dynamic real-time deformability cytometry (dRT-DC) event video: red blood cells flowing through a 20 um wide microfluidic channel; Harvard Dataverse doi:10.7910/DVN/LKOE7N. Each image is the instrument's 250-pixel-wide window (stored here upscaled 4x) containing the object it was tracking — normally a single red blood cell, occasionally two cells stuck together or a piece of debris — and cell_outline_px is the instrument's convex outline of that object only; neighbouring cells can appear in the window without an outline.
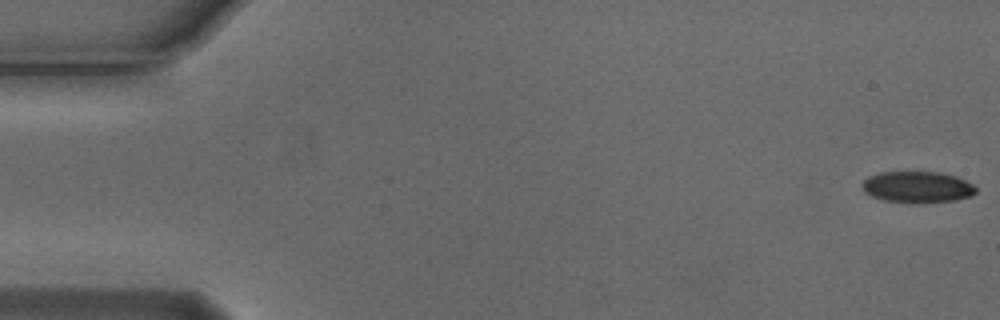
{"species": "Egyptian fruit bat (a non-hibernating species)", "species_latin": "Rousettus aegyptiacus", "temperature_condition": "cold", "stored_images_in_passage": 7, "camera_frame_rate_fps": 3000, "um_per_image_px": 0.085, "animal": {"sex": "male"}, "frame": {"image": 1, "passage_image": 1, "time_ms": 0.0, "image_size_px": [1000, 320], "cell_outline_px": [[976, 192], [972, 196], [952, 200], [916, 204], [908, 204], [884, 200], [872, 196], [864, 192], [860, 184], [868, 176], [880, 172], [940, 172], [956, 176], [972, 184], [976, 188]], "centroid_in_image_um": [77.94, 15.91], "position_along_channel_um": 7.1, "area_um2": 21.04}}